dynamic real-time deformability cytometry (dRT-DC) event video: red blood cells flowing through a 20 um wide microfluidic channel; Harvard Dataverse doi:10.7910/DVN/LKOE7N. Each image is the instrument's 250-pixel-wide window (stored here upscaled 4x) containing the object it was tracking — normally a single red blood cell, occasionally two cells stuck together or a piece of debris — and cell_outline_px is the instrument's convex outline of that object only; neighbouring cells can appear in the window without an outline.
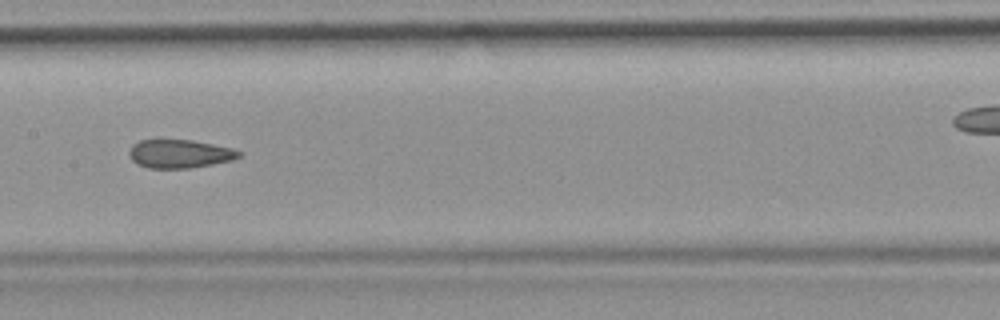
{"species": "common noctule bat (a hibernating species)", "species_latin": "Nyctalus noctula", "temperature_condition": "room temperature", "stored_images_in_passage": 9, "camera_frame_rate_fps": 3000, "um_per_image_px": 0.085, "animal": {"sex": "female", "body_mass_g": 19.9}, "frame": {"image": 1, "passage_image": 6, "time_ms": 1.667, "image_size_px": [1000, 320], "cell_outline_px": [[240, 156], [232, 160], [212, 164], [188, 168], [148, 168], [132, 160], [128, 156], [128, 152], [132, 144], [140, 140], [192, 140], [232, 148], [240, 152]], "centroid_in_image_um": [15.24, 13.07], "position_along_channel_um": 192.2, "area_um2": 18.03}}